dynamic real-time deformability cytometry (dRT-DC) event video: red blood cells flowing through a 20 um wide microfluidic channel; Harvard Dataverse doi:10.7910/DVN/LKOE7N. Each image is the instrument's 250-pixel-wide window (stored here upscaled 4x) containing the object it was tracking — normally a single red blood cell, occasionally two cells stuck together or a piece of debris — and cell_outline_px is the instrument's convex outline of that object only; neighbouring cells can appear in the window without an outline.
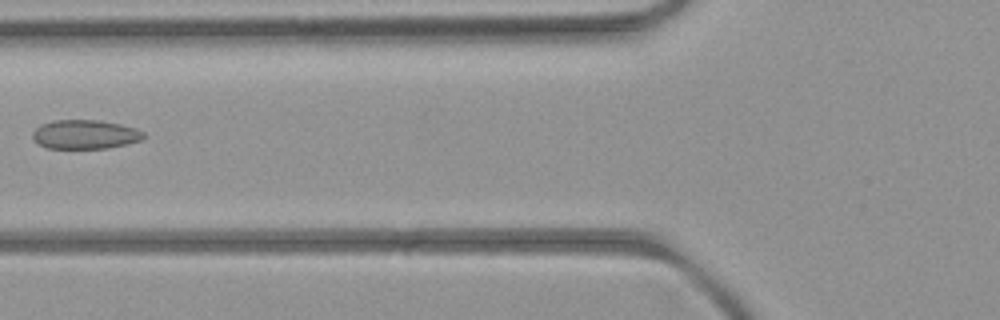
{"species": "common noctule bat (a hibernating species)", "species_latin": "Nyctalus noctula", "temperature_condition": "room temperature", "stored_images_in_passage": 5, "camera_frame_rate_fps": 3000, "um_per_image_px": 0.085, "animal": {"sex": "female", "body_mass_g": 21.9}, "frame": {"image": 1, "passage_image": 3, "time_ms": 2.333, "image_size_px": [1000, 320], "cell_outline_px": [[144, 140], [128, 144], [108, 148], [48, 148], [36, 144], [32, 140], [32, 132], [40, 124], [52, 120], [96, 120], [120, 124], [136, 128], [144, 132]], "centroid_in_image_um": [7.21, 11.43], "position_along_channel_um": 118.6, "area_um2": 19.07}}
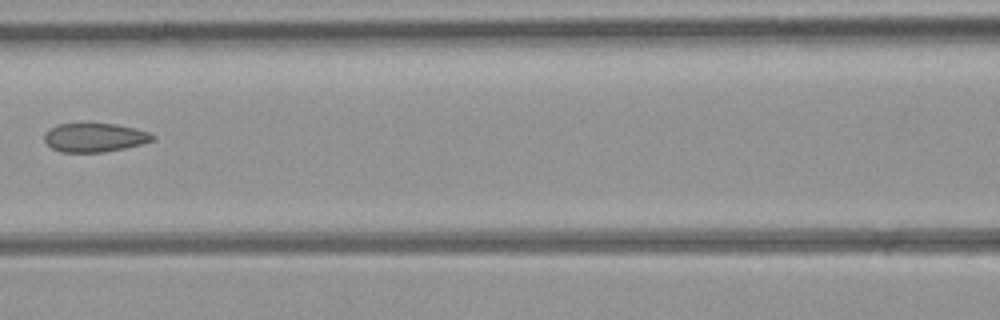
{"frame": {"image": 2, "passage_image": 4, "time_ms": 3.333, "image_size_px": [1000, 320], "cell_outline_px": [[156, 140], [144, 144], [104, 152], [60, 152], [52, 148], [44, 140], [44, 132], [48, 128], [60, 124], [84, 120], [116, 124], [148, 132], [156, 136]], "centroid_in_image_um": [8.02, 11.64], "position_along_channel_um": 158.6, "area_um2": 19.02}}
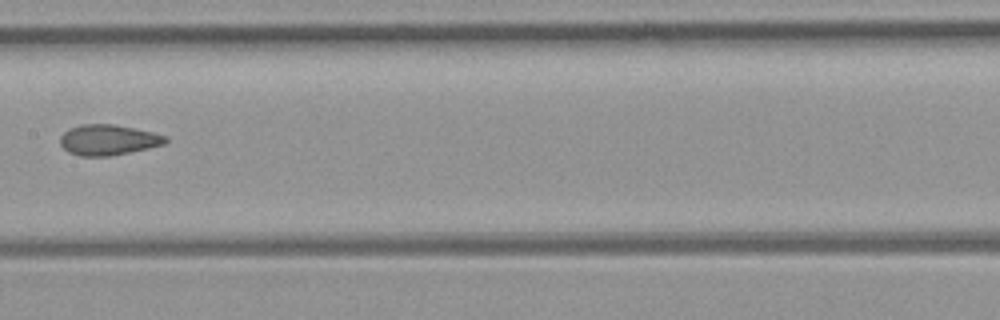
{"frame": {"image": 3, "passage_image": 5, "time_ms": 4.333, "image_size_px": [1000, 320], "cell_outline_px": [[168, 140], [164, 144], [148, 148], [108, 156], [80, 156], [68, 152], [60, 144], [60, 136], [64, 132], [72, 128], [84, 124], [112, 124], [152, 132], [168, 136]], "centroid_in_image_um": [9.19, 11.89], "position_along_channel_um": 198.2, "area_um2": 18.5}}